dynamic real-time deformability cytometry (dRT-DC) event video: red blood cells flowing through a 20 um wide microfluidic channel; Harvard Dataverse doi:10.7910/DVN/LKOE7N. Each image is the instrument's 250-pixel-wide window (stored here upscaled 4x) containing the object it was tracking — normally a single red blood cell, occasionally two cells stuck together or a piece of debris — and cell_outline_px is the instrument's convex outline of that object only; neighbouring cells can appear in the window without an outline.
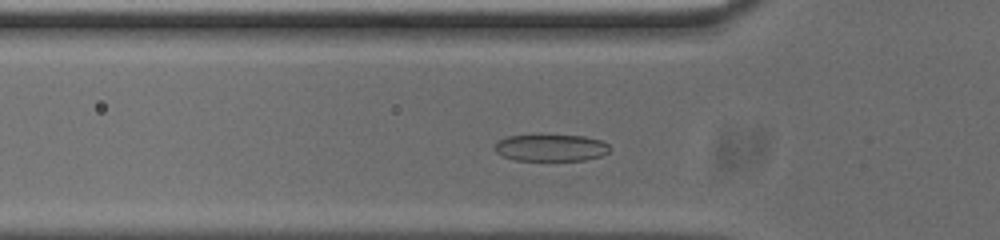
{"species": "common noctule bat (a hibernating species)", "species_latin": "Nyctalus noctula", "temperature_condition": "cold", "stored_images_in_passage": 50, "camera_frame_rate_fps": 3000, "um_per_image_px": 0.085, "animal": {"sex": "male", "body_mass_g": 20.0, "forearm_length_mm": 53.3}, "frame": {"image": 1, "passage_image": 13, "time_ms": 4.0, "image_size_px": [1000, 240], "cell_outline_px": [[612, 148], [608, 152], [600, 156], [584, 160], [516, 160], [504, 156], [496, 152], [492, 148], [496, 140], [508, 136], [584, 136], [600, 140], [608, 144]], "centroid_in_image_um": [46.8, 12.56], "position_along_channel_um": 79.0, "area_um2": 17.86}}
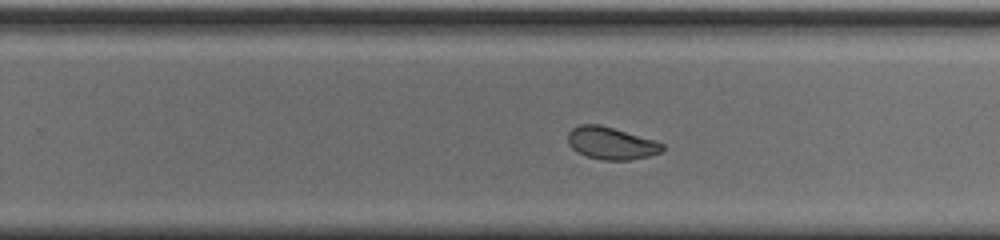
{"frame": {"image": 2, "passage_image": 29, "time_ms": 9.333, "image_size_px": [1000, 240], "cell_outline_px": [[664, 148], [660, 152], [648, 156], [628, 160], [604, 160], [588, 156], [576, 152], [568, 144], [568, 132], [572, 128], [580, 124], [600, 124], [656, 140], [664, 144]], "centroid_in_image_um": [51.94, 12.16], "position_along_channel_um": 277.9, "area_um2": 17.86}}
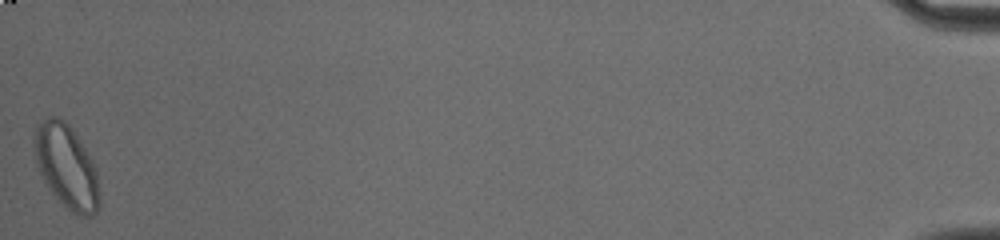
{"frame": {"image": 3, "passage_image": 50, "time_ms": 16.333, "image_size_px": [1000, 240], "cell_outline_px": [[100, 208], [92, 216], [76, 216], [52, 192], [44, 180], [36, 164], [32, 144], [32, 136], [36, 124], [48, 116], [56, 116], [64, 120], [72, 128], [80, 140], [92, 160], [96, 168], [100, 196]], "centroid_in_image_um": [5.64, 14.12], "position_along_channel_um": 429.6, "area_um2": 32.14}, "authors_computed_cell_mechanics": {"area_um2": 18.496, "velocity_mm_per_s": 3.7294, "shape_relaxation_time_tau1_ms": 4.371, "shape_relaxation_time_tau2_ms": 1.4369, "deformation_change_tau1": 0.1488, "deformation_change_tau2": 0.0572}}